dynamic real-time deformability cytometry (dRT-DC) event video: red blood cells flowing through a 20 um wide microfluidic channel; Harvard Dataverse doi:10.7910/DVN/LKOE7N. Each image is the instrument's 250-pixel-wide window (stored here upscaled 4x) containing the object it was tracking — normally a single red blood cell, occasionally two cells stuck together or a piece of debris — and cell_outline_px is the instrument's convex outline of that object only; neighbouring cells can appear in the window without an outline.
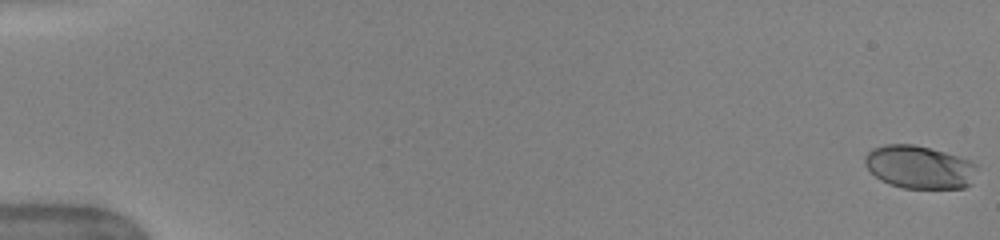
{"species": "human", "species_latin": "Homo sapiens", "temperature_condition": "warm", "stored_images_in_passage": 52, "camera_frame_rate_fps": 3000, "um_per_image_px": 0.085, "donor": {"sex": "female"}, "frame": {"image": 1, "passage_image": 1, "time_ms": 0.0, "image_size_px": [1000, 240], "cell_outline_px": [[976, 168], [968, 184], [964, 188], [904, 188], [888, 184], [880, 180], [864, 164], [864, 156], [872, 148], [884, 144], [912, 144], [944, 152], [972, 160], [976, 164]], "centroid_in_image_um": [78.1, 14.19], "position_along_channel_um": 6.9, "area_um2": 27.92}}
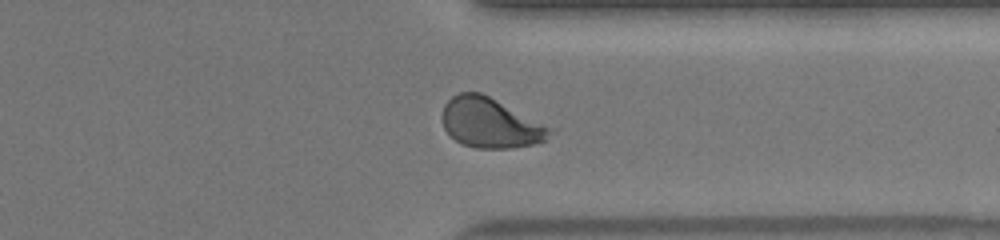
{"frame": {"image": 2, "passage_image": 41, "time_ms": 13.333, "image_size_px": [1000, 240], "cell_outline_px": [[556, 132], [544, 140], [532, 144], [512, 148], [476, 148], [460, 144], [444, 128], [444, 104], [452, 96], [460, 92], [480, 92], [556, 128]], "centroid_in_image_um": [41.75, 10.45], "position_along_channel_um": 369.6, "area_um2": 31.39}}
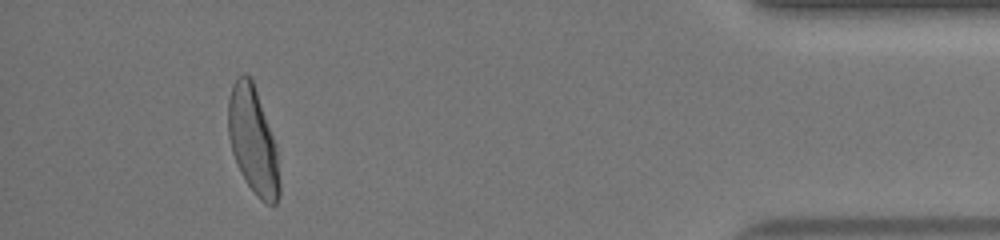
{"frame": {"image": 3, "passage_image": 48, "time_ms": 15.667, "image_size_px": [1000, 240], "cell_outline_px": [[280, 196], [276, 204], [268, 204], [260, 200], [256, 196], [240, 172], [232, 152], [228, 136], [228, 100], [236, 76], [244, 72], [252, 80], [276, 144], [280, 184]], "centroid_in_image_um": [21.5, 11.98], "position_along_channel_um": 413.7, "area_um2": 31.85}, "authors_computed_cell_mechanics": {"area_um2": 30.7496, "velocity_mm_per_s": 4.0423, "shape_relaxation_time_tau1_ms": 3.2594, "shape_relaxation_time_tau2_ms": null, "deformation_change_tau1": 0.172, "deformation_change_tau2": null}}